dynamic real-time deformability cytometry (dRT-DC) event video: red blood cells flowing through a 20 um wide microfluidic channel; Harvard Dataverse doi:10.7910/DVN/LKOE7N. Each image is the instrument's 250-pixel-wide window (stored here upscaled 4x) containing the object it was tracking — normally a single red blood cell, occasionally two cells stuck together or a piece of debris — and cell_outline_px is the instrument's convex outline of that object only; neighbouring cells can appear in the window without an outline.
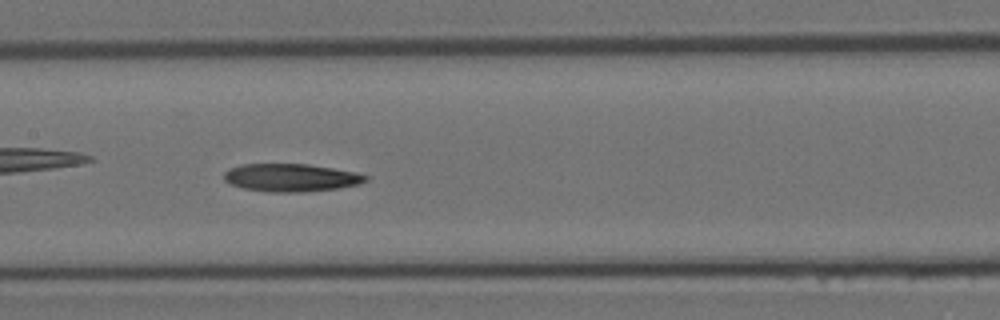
{"species": "Egyptian fruit bat (a non-hibernating species)", "species_latin": "Rousettus aegyptiacus", "temperature_condition": "room temperature", "stored_images_in_passage": 17, "camera_frame_rate_fps": 3000, "um_per_image_px": 0.085, "animal": {"sex": "female"}, "frame": {"image": 1, "passage_image": 12, "time_ms": 3.667, "image_size_px": [1000, 320], "cell_outline_px": [[368, 180], [360, 184], [336, 188], [304, 192], [268, 192], [244, 188], [232, 184], [224, 180], [224, 172], [228, 168], [240, 164], [308, 164], [356, 172], [368, 176]], "centroid_in_image_um": [24.72, 15.09], "position_along_channel_um": 182.7, "area_um2": 23.0}}